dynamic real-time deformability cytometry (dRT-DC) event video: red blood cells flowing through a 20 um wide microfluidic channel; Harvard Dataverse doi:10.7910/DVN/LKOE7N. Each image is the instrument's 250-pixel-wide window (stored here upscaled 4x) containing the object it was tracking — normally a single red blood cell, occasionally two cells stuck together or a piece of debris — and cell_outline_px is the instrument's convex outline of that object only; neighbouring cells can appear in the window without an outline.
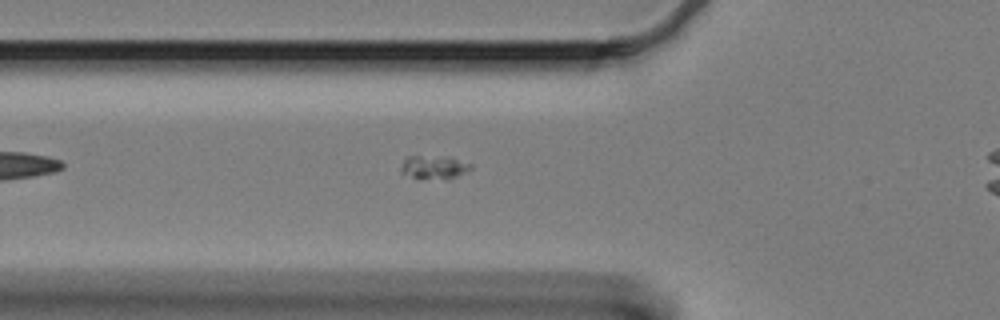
{"species": "Egyptian fruit bat (a non-hibernating species)", "species_latin": "Rousettus aegyptiacus", "temperature_condition": "cold", "stored_images_in_passage": 48, "camera_frame_rate_fps": 3000, "um_per_image_px": 0.085, "animal": {"sex": "female"}, "frame": {"image": 1, "passage_image": 11, "time_ms": 3.333, "image_size_px": [1000, 320], "cell_outline_px": [[472, 168], [448, 180], [420, 180], [400, 172], [400, 168], [404, 160], [408, 156], [452, 156], [472, 164]], "centroid_in_image_um": [36.89, 14.23], "position_along_channel_um": 88.9, "area_um2": 10.0}}